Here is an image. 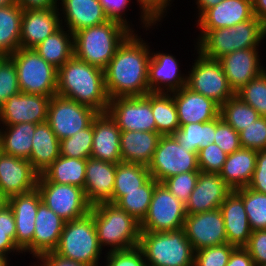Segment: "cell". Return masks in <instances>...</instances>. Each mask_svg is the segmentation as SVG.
I'll return each instance as SVG.
<instances>
[{"label":"cell","instance_id":"29","mask_svg":"<svg viewBox=\"0 0 266 266\" xmlns=\"http://www.w3.org/2000/svg\"><path fill=\"white\" fill-rule=\"evenodd\" d=\"M219 209L224 220L227 243L235 247H245L252 234V229L250 228L243 199L233 190Z\"/></svg>","mask_w":266,"mask_h":266},{"label":"cell","instance_id":"56","mask_svg":"<svg viewBox=\"0 0 266 266\" xmlns=\"http://www.w3.org/2000/svg\"><path fill=\"white\" fill-rule=\"evenodd\" d=\"M16 231H0V254L7 258L11 252L23 253L15 244Z\"/></svg>","mask_w":266,"mask_h":266},{"label":"cell","instance_id":"19","mask_svg":"<svg viewBox=\"0 0 266 266\" xmlns=\"http://www.w3.org/2000/svg\"><path fill=\"white\" fill-rule=\"evenodd\" d=\"M232 191L218 173L200 171L195 188L185 204L186 213L218 209Z\"/></svg>","mask_w":266,"mask_h":266},{"label":"cell","instance_id":"66","mask_svg":"<svg viewBox=\"0 0 266 266\" xmlns=\"http://www.w3.org/2000/svg\"><path fill=\"white\" fill-rule=\"evenodd\" d=\"M6 57V55L0 54V62Z\"/></svg>","mask_w":266,"mask_h":266},{"label":"cell","instance_id":"8","mask_svg":"<svg viewBox=\"0 0 266 266\" xmlns=\"http://www.w3.org/2000/svg\"><path fill=\"white\" fill-rule=\"evenodd\" d=\"M13 59L22 93L52 97L57 92L58 69L46 62L33 48H19Z\"/></svg>","mask_w":266,"mask_h":266},{"label":"cell","instance_id":"34","mask_svg":"<svg viewBox=\"0 0 266 266\" xmlns=\"http://www.w3.org/2000/svg\"><path fill=\"white\" fill-rule=\"evenodd\" d=\"M87 159L59 156L41 175L38 182L74 185L84 189Z\"/></svg>","mask_w":266,"mask_h":266},{"label":"cell","instance_id":"40","mask_svg":"<svg viewBox=\"0 0 266 266\" xmlns=\"http://www.w3.org/2000/svg\"><path fill=\"white\" fill-rule=\"evenodd\" d=\"M157 183L158 181L151 177L140 186V190L123 191V196L115 204L141 223L146 217Z\"/></svg>","mask_w":266,"mask_h":266},{"label":"cell","instance_id":"16","mask_svg":"<svg viewBox=\"0 0 266 266\" xmlns=\"http://www.w3.org/2000/svg\"><path fill=\"white\" fill-rule=\"evenodd\" d=\"M51 97L19 92L11 96L0 107V124L15 125L29 122H47L48 105Z\"/></svg>","mask_w":266,"mask_h":266},{"label":"cell","instance_id":"7","mask_svg":"<svg viewBox=\"0 0 266 266\" xmlns=\"http://www.w3.org/2000/svg\"><path fill=\"white\" fill-rule=\"evenodd\" d=\"M102 248L99 245L93 215L65 222L55 254L87 266H98Z\"/></svg>","mask_w":266,"mask_h":266},{"label":"cell","instance_id":"11","mask_svg":"<svg viewBox=\"0 0 266 266\" xmlns=\"http://www.w3.org/2000/svg\"><path fill=\"white\" fill-rule=\"evenodd\" d=\"M148 170L158 182L181 173L200 171L197 153L187 151L172 135L160 137Z\"/></svg>","mask_w":266,"mask_h":266},{"label":"cell","instance_id":"31","mask_svg":"<svg viewBox=\"0 0 266 266\" xmlns=\"http://www.w3.org/2000/svg\"><path fill=\"white\" fill-rule=\"evenodd\" d=\"M256 160V150L241 147L227 156L219 175L232 190L247 187L255 170Z\"/></svg>","mask_w":266,"mask_h":266},{"label":"cell","instance_id":"61","mask_svg":"<svg viewBox=\"0 0 266 266\" xmlns=\"http://www.w3.org/2000/svg\"><path fill=\"white\" fill-rule=\"evenodd\" d=\"M253 14L266 25V0H252Z\"/></svg>","mask_w":266,"mask_h":266},{"label":"cell","instance_id":"63","mask_svg":"<svg viewBox=\"0 0 266 266\" xmlns=\"http://www.w3.org/2000/svg\"><path fill=\"white\" fill-rule=\"evenodd\" d=\"M6 205H8V198L0 190V210H2Z\"/></svg>","mask_w":266,"mask_h":266},{"label":"cell","instance_id":"28","mask_svg":"<svg viewBox=\"0 0 266 266\" xmlns=\"http://www.w3.org/2000/svg\"><path fill=\"white\" fill-rule=\"evenodd\" d=\"M62 6L64 27L72 34L92 26L102 24L109 19L99 0H59Z\"/></svg>","mask_w":266,"mask_h":266},{"label":"cell","instance_id":"53","mask_svg":"<svg viewBox=\"0 0 266 266\" xmlns=\"http://www.w3.org/2000/svg\"><path fill=\"white\" fill-rule=\"evenodd\" d=\"M244 248L251 255L255 266L266 264V229L252 231Z\"/></svg>","mask_w":266,"mask_h":266},{"label":"cell","instance_id":"17","mask_svg":"<svg viewBox=\"0 0 266 266\" xmlns=\"http://www.w3.org/2000/svg\"><path fill=\"white\" fill-rule=\"evenodd\" d=\"M258 51V48H247L227 53L218 59L234 94L266 70L260 63Z\"/></svg>","mask_w":266,"mask_h":266},{"label":"cell","instance_id":"49","mask_svg":"<svg viewBox=\"0 0 266 266\" xmlns=\"http://www.w3.org/2000/svg\"><path fill=\"white\" fill-rule=\"evenodd\" d=\"M228 154L218 145L210 143L206 148L198 151V166L200 171L206 173H218L222 169Z\"/></svg>","mask_w":266,"mask_h":266},{"label":"cell","instance_id":"60","mask_svg":"<svg viewBox=\"0 0 266 266\" xmlns=\"http://www.w3.org/2000/svg\"><path fill=\"white\" fill-rule=\"evenodd\" d=\"M0 231H16L13 211L9 205L0 210Z\"/></svg>","mask_w":266,"mask_h":266},{"label":"cell","instance_id":"27","mask_svg":"<svg viewBox=\"0 0 266 266\" xmlns=\"http://www.w3.org/2000/svg\"><path fill=\"white\" fill-rule=\"evenodd\" d=\"M116 164L93 158L87 159L84 192L93 206L102 202L112 203Z\"/></svg>","mask_w":266,"mask_h":266},{"label":"cell","instance_id":"18","mask_svg":"<svg viewBox=\"0 0 266 266\" xmlns=\"http://www.w3.org/2000/svg\"><path fill=\"white\" fill-rule=\"evenodd\" d=\"M38 178L28 160L0 152V190L7 198L34 190Z\"/></svg>","mask_w":266,"mask_h":266},{"label":"cell","instance_id":"22","mask_svg":"<svg viewBox=\"0 0 266 266\" xmlns=\"http://www.w3.org/2000/svg\"><path fill=\"white\" fill-rule=\"evenodd\" d=\"M41 202L37 188L8 198L16 225L15 244L22 252L33 242L35 219Z\"/></svg>","mask_w":266,"mask_h":266},{"label":"cell","instance_id":"52","mask_svg":"<svg viewBox=\"0 0 266 266\" xmlns=\"http://www.w3.org/2000/svg\"><path fill=\"white\" fill-rule=\"evenodd\" d=\"M106 266H147L143 252L137 246L128 250L107 251Z\"/></svg>","mask_w":266,"mask_h":266},{"label":"cell","instance_id":"57","mask_svg":"<svg viewBox=\"0 0 266 266\" xmlns=\"http://www.w3.org/2000/svg\"><path fill=\"white\" fill-rule=\"evenodd\" d=\"M37 260L41 261L38 266H87V265L60 257L54 252L45 253L41 255Z\"/></svg>","mask_w":266,"mask_h":266},{"label":"cell","instance_id":"12","mask_svg":"<svg viewBox=\"0 0 266 266\" xmlns=\"http://www.w3.org/2000/svg\"><path fill=\"white\" fill-rule=\"evenodd\" d=\"M98 113L89 106L54 95L48 105L47 123L61 141L89 127Z\"/></svg>","mask_w":266,"mask_h":266},{"label":"cell","instance_id":"58","mask_svg":"<svg viewBox=\"0 0 266 266\" xmlns=\"http://www.w3.org/2000/svg\"><path fill=\"white\" fill-rule=\"evenodd\" d=\"M226 266H255V264L244 247H236L232 251Z\"/></svg>","mask_w":266,"mask_h":266},{"label":"cell","instance_id":"36","mask_svg":"<svg viewBox=\"0 0 266 266\" xmlns=\"http://www.w3.org/2000/svg\"><path fill=\"white\" fill-rule=\"evenodd\" d=\"M22 16L17 3L0 8V54L10 56L20 48Z\"/></svg>","mask_w":266,"mask_h":266},{"label":"cell","instance_id":"2","mask_svg":"<svg viewBox=\"0 0 266 266\" xmlns=\"http://www.w3.org/2000/svg\"><path fill=\"white\" fill-rule=\"evenodd\" d=\"M56 95L89 106L99 113L107 112L110 101L104 70L74 55L58 69Z\"/></svg>","mask_w":266,"mask_h":266},{"label":"cell","instance_id":"15","mask_svg":"<svg viewBox=\"0 0 266 266\" xmlns=\"http://www.w3.org/2000/svg\"><path fill=\"white\" fill-rule=\"evenodd\" d=\"M183 229L195 251L227 243L224 220L220 209L187 214Z\"/></svg>","mask_w":266,"mask_h":266},{"label":"cell","instance_id":"23","mask_svg":"<svg viewBox=\"0 0 266 266\" xmlns=\"http://www.w3.org/2000/svg\"><path fill=\"white\" fill-rule=\"evenodd\" d=\"M254 17L252 0H223L206 9L196 20L201 31L232 27Z\"/></svg>","mask_w":266,"mask_h":266},{"label":"cell","instance_id":"48","mask_svg":"<svg viewBox=\"0 0 266 266\" xmlns=\"http://www.w3.org/2000/svg\"><path fill=\"white\" fill-rule=\"evenodd\" d=\"M243 148L256 151L266 150V117H259L248 127L239 132Z\"/></svg>","mask_w":266,"mask_h":266},{"label":"cell","instance_id":"64","mask_svg":"<svg viewBox=\"0 0 266 266\" xmlns=\"http://www.w3.org/2000/svg\"><path fill=\"white\" fill-rule=\"evenodd\" d=\"M11 259H8L6 256L3 254H0V266H8V261Z\"/></svg>","mask_w":266,"mask_h":266},{"label":"cell","instance_id":"26","mask_svg":"<svg viewBox=\"0 0 266 266\" xmlns=\"http://www.w3.org/2000/svg\"><path fill=\"white\" fill-rule=\"evenodd\" d=\"M171 94L175 101L179 126L209 122L219 116L220 106L216 102L186 86Z\"/></svg>","mask_w":266,"mask_h":266},{"label":"cell","instance_id":"25","mask_svg":"<svg viewBox=\"0 0 266 266\" xmlns=\"http://www.w3.org/2000/svg\"><path fill=\"white\" fill-rule=\"evenodd\" d=\"M64 224L63 219L41 202L36 214L33 242L23 252H29L36 259L53 252L58 246Z\"/></svg>","mask_w":266,"mask_h":266},{"label":"cell","instance_id":"45","mask_svg":"<svg viewBox=\"0 0 266 266\" xmlns=\"http://www.w3.org/2000/svg\"><path fill=\"white\" fill-rule=\"evenodd\" d=\"M21 92L13 59L6 56L0 62V107L13 95Z\"/></svg>","mask_w":266,"mask_h":266},{"label":"cell","instance_id":"10","mask_svg":"<svg viewBox=\"0 0 266 266\" xmlns=\"http://www.w3.org/2000/svg\"><path fill=\"white\" fill-rule=\"evenodd\" d=\"M187 216L185 204L177 199L162 182L156 184L140 231L166 232L182 229Z\"/></svg>","mask_w":266,"mask_h":266},{"label":"cell","instance_id":"24","mask_svg":"<svg viewBox=\"0 0 266 266\" xmlns=\"http://www.w3.org/2000/svg\"><path fill=\"white\" fill-rule=\"evenodd\" d=\"M121 130L108 112L98 113L93 120V145L90 158L118 164Z\"/></svg>","mask_w":266,"mask_h":266},{"label":"cell","instance_id":"30","mask_svg":"<svg viewBox=\"0 0 266 266\" xmlns=\"http://www.w3.org/2000/svg\"><path fill=\"white\" fill-rule=\"evenodd\" d=\"M161 135L148 131H121V160L148 166L153 158Z\"/></svg>","mask_w":266,"mask_h":266},{"label":"cell","instance_id":"47","mask_svg":"<svg viewBox=\"0 0 266 266\" xmlns=\"http://www.w3.org/2000/svg\"><path fill=\"white\" fill-rule=\"evenodd\" d=\"M200 171L181 173L162 181L165 187L181 202L186 204L195 188Z\"/></svg>","mask_w":266,"mask_h":266},{"label":"cell","instance_id":"54","mask_svg":"<svg viewBox=\"0 0 266 266\" xmlns=\"http://www.w3.org/2000/svg\"><path fill=\"white\" fill-rule=\"evenodd\" d=\"M247 187L266 194V150L257 151L256 167Z\"/></svg>","mask_w":266,"mask_h":266},{"label":"cell","instance_id":"9","mask_svg":"<svg viewBox=\"0 0 266 266\" xmlns=\"http://www.w3.org/2000/svg\"><path fill=\"white\" fill-rule=\"evenodd\" d=\"M198 56L187 73L186 87L212 99L219 106L235 94L231 90L218 59H210L197 51Z\"/></svg>","mask_w":266,"mask_h":266},{"label":"cell","instance_id":"14","mask_svg":"<svg viewBox=\"0 0 266 266\" xmlns=\"http://www.w3.org/2000/svg\"><path fill=\"white\" fill-rule=\"evenodd\" d=\"M107 112L116 121L121 131L156 132L151 92L145 96L110 99Z\"/></svg>","mask_w":266,"mask_h":266},{"label":"cell","instance_id":"42","mask_svg":"<svg viewBox=\"0 0 266 266\" xmlns=\"http://www.w3.org/2000/svg\"><path fill=\"white\" fill-rule=\"evenodd\" d=\"M242 199L252 231L266 229V194L248 187L234 190Z\"/></svg>","mask_w":266,"mask_h":266},{"label":"cell","instance_id":"35","mask_svg":"<svg viewBox=\"0 0 266 266\" xmlns=\"http://www.w3.org/2000/svg\"><path fill=\"white\" fill-rule=\"evenodd\" d=\"M62 25L38 44L35 51L48 63L59 69L73 55V34Z\"/></svg>","mask_w":266,"mask_h":266},{"label":"cell","instance_id":"62","mask_svg":"<svg viewBox=\"0 0 266 266\" xmlns=\"http://www.w3.org/2000/svg\"><path fill=\"white\" fill-rule=\"evenodd\" d=\"M195 1L197 5L196 8L198 9L199 12L197 14L200 16L206 9H209L210 7L217 5L223 0H195Z\"/></svg>","mask_w":266,"mask_h":266},{"label":"cell","instance_id":"51","mask_svg":"<svg viewBox=\"0 0 266 266\" xmlns=\"http://www.w3.org/2000/svg\"><path fill=\"white\" fill-rule=\"evenodd\" d=\"M170 1L172 0H137L141 10V24L146 31L166 16L164 13H167L169 6L171 7Z\"/></svg>","mask_w":266,"mask_h":266},{"label":"cell","instance_id":"46","mask_svg":"<svg viewBox=\"0 0 266 266\" xmlns=\"http://www.w3.org/2000/svg\"><path fill=\"white\" fill-rule=\"evenodd\" d=\"M235 248V246L225 243L195 251L194 266H226Z\"/></svg>","mask_w":266,"mask_h":266},{"label":"cell","instance_id":"44","mask_svg":"<svg viewBox=\"0 0 266 266\" xmlns=\"http://www.w3.org/2000/svg\"><path fill=\"white\" fill-rule=\"evenodd\" d=\"M235 95L253 107L260 117H266V70L255 79L250 80Z\"/></svg>","mask_w":266,"mask_h":266},{"label":"cell","instance_id":"3","mask_svg":"<svg viewBox=\"0 0 266 266\" xmlns=\"http://www.w3.org/2000/svg\"><path fill=\"white\" fill-rule=\"evenodd\" d=\"M131 32L129 27L113 19L82 29L73 34L74 56L105 70L120 44Z\"/></svg>","mask_w":266,"mask_h":266},{"label":"cell","instance_id":"65","mask_svg":"<svg viewBox=\"0 0 266 266\" xmlns=\"http://www.w3.org/2000/svg\"><path fill=\"white\" fill-rule=\"evenodd\" d=\"M16 3L15 0H0V8Z\"/></svg>","mask_w":266,"mask_h":266},{"label":"cell","instance_id":"5","mask_svg":"<svg viewBox=\"0 0 266 266\" xmlns=\"http://www.w3.org/2000/svg\"><path fill=\"white\" fill-rule=\"evenodd\" d=\"M99 245L110 251L128 250L139 245L140 223L116 204L102 202L91 207Z\"/></svg>","mask_w":266,"mask_h":266},{"label":"cell","instance_id":"4","mask_svg":"<svg viewBox=\"0 0 266 266\" xmlns=\"http://www.w3.org/2000/svg\"><path fill=\"white\" fill-rule=\"evenodd\" d=\"M266 37V25L257 17L232 27L201 31L195 49L210 59L247 48H259Z\"/></svg>","mask_w":266,"mask_h":266},{"label":"cell","instance_id":"33","mask_svg":"<svg viewBox=\"0 0 266 266\" xmlns=\"http://www.w3.org/2000/svg\"><path fill=\"white\" fill-rule=\"evenodd\" d=\"M36 125L29 122L15 125H0L1 152L16 158L28 160L31 154L32 139Z\"/></svg>","mask_w":266,"mask_h":266},{"label":"cell","instance_id":"13","mask_svg":"<svg viewBox=\"0 0 266 266\" xmlns=\"http://www.w3.org/2000/svg\"><path fill=\"white\" fill-rule=\"evenodd\" d=\"M41 201L65 222L88 214L92 205L83 188L54 182H37Z\"/></svg>","mask_w":266,"mask_h":266},{"label":"cell","instance_id":"39","mask_svg":"<svg viewBox=\"0 0 266 266\" xmlns=\"http://www.w3.org/2000/svg\"><path fill=\"white\" fill-rule=\"evenodd\" d=\"M152 113L156 132L161 136L172 135L180 128L175 101L171 93H152Z\"/></svg>","mask_w":266,"mask_h":266},{"label":"cell","instance_id":"38","mask_svg":"<svg viewBox=\"0 0 266 266\" xmlns=\"http://www.w3.org/2000/svg\"><path fill=\"white\" fill-rule=\"evenodd\" d=\"M172 136L187 151L198 153L200 149L214 143L215 119L209 122L182 125Z\"/></svg>","mask_w":266,"mask_h":266},{"label":"cell","instance_id":"21","mask_svg":"<svg viewBox=\"0 0 266 266\" xmlns=\"http://www.w3.org/2000/svg\"><path fill=\"white\" fill-rule=\"evenodd\" d=\"M179 62L172 54L151 52L148 63V87L151 93H171L186 86Z\"/></svg>","mask_w":266,"mask_h":266},{"label":"cell","instance_id":"55","mask_svg":"<svg viewBox=\"0 0 266 266\" xmlns=\"http://www.w3.org/2000/svg\"><path fill=\"white\" fill-rule=\"evenodd\" d=\"M102 4V7L106 11L109 19H113L123 23L125 26L129 27L134 31L133 27L131 28L130 22L125 17V11L127 10L128 5H130L131 0H99ZM123 15V16H122ZM125 18V19H124ZM127 19V20H126ZM128 21V22H127Z\"/></svg>","mask_w":266,"mask_h":266},{"label":"cell","instance_id":"50","mask_svg":"<svg viewBox=\"0 0 266 266\" xmlns=\"http://www.w3.org/2000/svg\"><path fill=\"white\" fill-rule=\"evenodd\" d=\"M214 138V143L228 155L242 147L239 133L236 132L229 124H227L220 115L215 118Z\"/></svg>","mask_w":266,"mask_h":266},{"label":"cell","instance_id":"6","mask_svg":"<svg viewBox=\"0 0 266 266\" xmlns=\"http://www.w3.org/2000/svg\"><path fill=\"white\" fill-rule=\"evenodd\" d=\"M138 247L147 266H194V250L185 230L141 231Z\"/></svg>","mask_w":266,"mask_h":266},{"label":"cell","instance_id":"41","mask_svg":"<svg viewBox=\"0 0 266 266\" xmlns=\"http://www.w3.org/2000/svg\"><path fill=\"white\" fill-rule=\"evenodd\" d=\"M219 115L238 133L260 117L253 107L243 102L236 95L220 106Z\"/></svg>","mask_w":266,"mask_h":266},{"label":"cell","instance_id":"59","mask_svg":"<svg viewBox=\"0 0 266 266\" xmlns=\"http://www.w3.org/2000/svg\"><path fill=\"white\" fill-rule=\"evenodd\" d=\"M58 0H15L23 9H53L59 7Z\"/></svg>","mask_w":266,"mask_h":266},{"label":"cell","instance_id":"32","mask_svg":"<svg viewBox=\"0 0 266 266\" xmlns=\"http://www.w3.org/2000/svg\"><path fill=\"white\" fill-rule=\"evenodd\" d=\"M60 156V140L47 122L37 124L28 161L41 175Z\"/></svg>","mask_w":266,"mask_h":266},{"label":"cell","instance_id":"20","mask_svg":"<svg viewBox=\"0 0 266 266\" xmlns=\"http://www.w3.org/2000/svg\"><path fill=\"white\" fill-rule=\"evenodd\" d=\"M59 8L23 9L20 48H35L63 24ZM61 19V20H60Z\"/></svg>","mask_w":266,"mask_h":266},{"label":"cell","instance_id":"1","mask_svg":"<svg viewBox=\"0 0 266 266\" xmlns=\"http://www.w3.org/2000/svg\"><path fill=\"white\" fill-rule=\"evenodd\" d=\"M150 46L132 31L120 44L104 70L105 86L110 99L145 96L148 87Z\"/></svg>","mask_w":266,"mask_h":266},{"label":"cell","instance_id":"37","mask_svg":"<svg viewBox=\"0 0 266 266\" xmlns=\"http://www.w3.org/2000/svg\"><path fill=\"white\" fill-rule=\"evenodd\" d=\"M150 178L148 166L119 162L116 164L112 203L115 204L123 196V191L140 190V186H143Z\"/></svg>","mask_w":266,"mask_h":266},{"label":"cell","instance_id":"43","mask_svg":"<svg viewBox=\"0 0 266 266\" xmlns=\"http://www.w3.org/2000/svg\"><path fill=\"white\" fill-rule=\"evenodd\" d=\"M93 145V122L92 124L76 132L71 137L60 141V155L79 159H88L91 156Z\"/></svg>","mask_w":266,"mask_h":266}]
</instances>
